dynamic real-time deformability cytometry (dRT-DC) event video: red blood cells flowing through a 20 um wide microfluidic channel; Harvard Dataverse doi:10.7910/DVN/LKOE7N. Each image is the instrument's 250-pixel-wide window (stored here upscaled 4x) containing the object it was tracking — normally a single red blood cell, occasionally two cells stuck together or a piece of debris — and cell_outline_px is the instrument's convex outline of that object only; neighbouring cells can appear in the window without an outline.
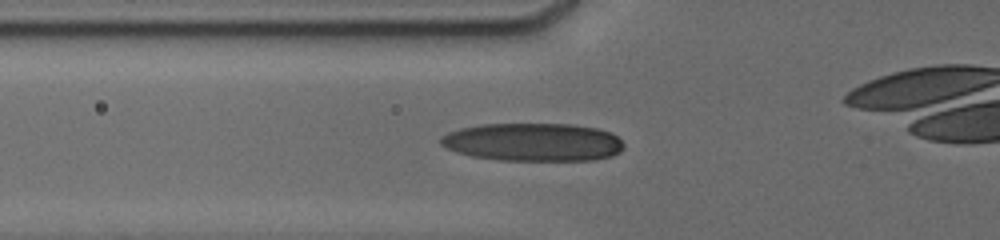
{"species": "human", "species_latin": "Homo sapiens", "temperature_condition": "cold", "stored_images_in_passage": 5, "camera_frame_rate_fps": 3000, "um_per_image_px": 0.085, "donor": {"sex": "male"}, "frame": {"image": 1, "passage_image": 2, "time_ms": 0.667, "image_size_px": [1000, 240], "cell_outline_px": [[624, 148], [620, 152], [612, 156], [592, 160], [500, 160], [472, 156], [456, 152], [440, 144], [440, 140], [448, 132], [460, 128], [480, 124], [572, 124], [596, 128], [608, 132], [616, 136], [624, 144]], "centroid_in_image_um": [45.32, 12.08], "position_along_channel_um": 80.5, "area_um2": 40.58}}
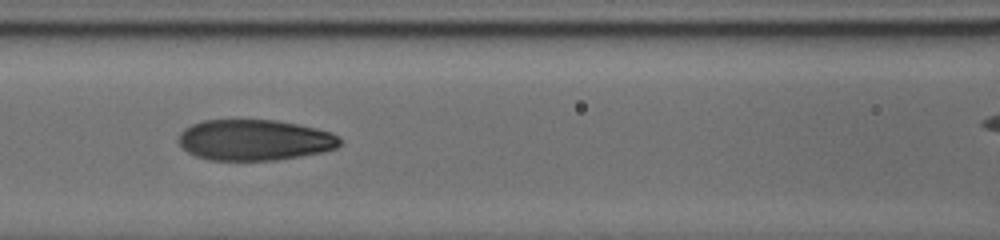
{"frame": {"image": 2, "passage_image": 4, "time_ms": 2.333, "image_size_px": [1000, 240], "cell_outline_px": [[340, 144], [336, 148], [324, 152], [276, 160], [208, 160], [196, 156], [188, 152], [180, 144], [180, 132], [184, 128], [192, 124], [204, 120], [276, 120], [316, 128], [332, 132], [340, 136]], "centroid_in_image_um": [21.66, 11.9], "position_along_channel_um": 144.9, "area_um2": 38.44}}